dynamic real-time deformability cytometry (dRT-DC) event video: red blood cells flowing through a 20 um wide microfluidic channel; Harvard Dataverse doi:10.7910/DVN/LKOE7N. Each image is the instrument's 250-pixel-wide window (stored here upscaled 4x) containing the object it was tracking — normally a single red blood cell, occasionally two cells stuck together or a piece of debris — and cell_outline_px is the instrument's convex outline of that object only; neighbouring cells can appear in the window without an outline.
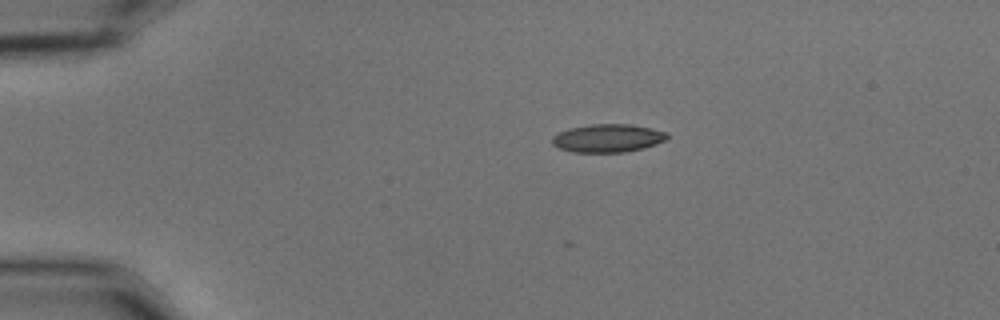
{"species": "common noctule bat (a hibernating species)", "species_latin": "Nyctalus noctula", "temperature_condition": "cold", "stored_images_in_passage": 3, "camera_frame_rate_fps": 3000, "um_per_image_px": 0.085, "animal": {"sex": "male", "body_mass_g": 15.6}, "frame": {"image": 1, "passage_image": 1, "time_ms": 0.0, "image_size_px": [1000, 320], "cell_outline_px": [[668, 136], [664, 140], [656, 144], [644, 148], [624, 152], [572, 152], [560, 148], [552, 144], [552, 136], [568, 128], [588, 124], [632, 124], [652, 128], [668, 132]], "centroid_in_image_um": [51.66, 11.73], "position_along_channel_um": 33.3, "area_um2": 18.96}}